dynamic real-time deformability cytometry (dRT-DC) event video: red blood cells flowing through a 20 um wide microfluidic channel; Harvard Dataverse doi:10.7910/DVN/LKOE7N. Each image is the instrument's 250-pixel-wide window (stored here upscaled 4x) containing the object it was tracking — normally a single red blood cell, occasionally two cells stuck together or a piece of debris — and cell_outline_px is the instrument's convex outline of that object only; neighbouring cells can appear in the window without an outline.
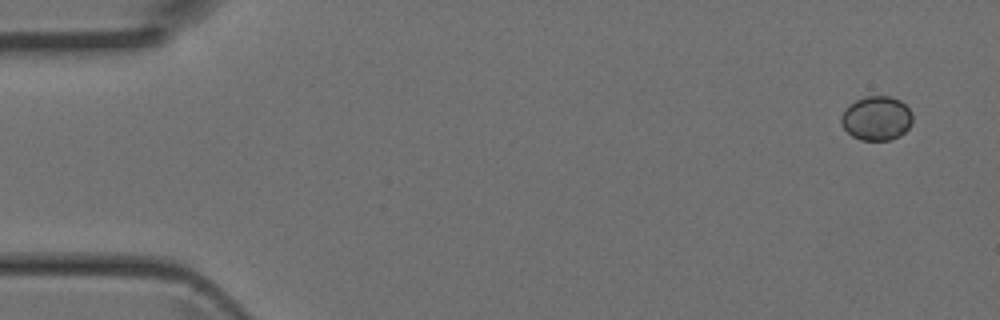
{"species": "Egyptian fruit bat (a non-hibernating species)", "species_latin": "Rousettus aegyptiacus", "temperature_condition": "room temperature", "stored_images_in_passage": 4, "camera_frame_rate_fps": 3000, "um_per_image_px": 0.085, "animal": {"sex": "female"}, "frame": {"image": 1, "passage_image": 1, "time_ms": 0.0, "image_size_px": [1000, 320], "cell_outline_px": [[912, 124], [900, 136], [888, 140], [860, 140], [852, 136], [844, 128], [840, 120], [840, 116], [848, 104], [864, 96], [888, 96], [900, 100], [912, 112]], "centroid_in_image_um": [74.49, 10.05], "position_along_channel_um": 10.5, "area_um2": 18.5}}
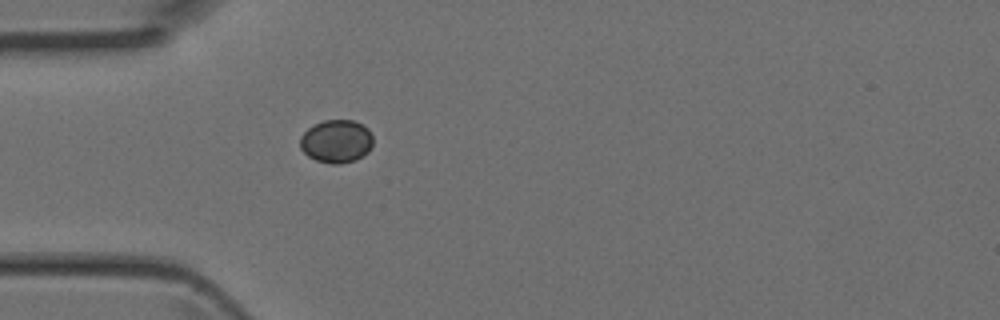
{"frame": {"image": 2, "passage_image": 4, "time_ms": 1.0, "image_size_px": [1000, 320], "cell_outline_px": [[372, 144], [368, 152], [356, 160], [340, 164], [332, 164], [316, 160], [308, 156], [300, 148], [300, 136], [308, 128], [324, 120], [352, 120], [368, 128], [372, 136]], "centroid_in_image_um": [28.58, 12.02], "position_along_channel_um": 56.4, "area_um2": 18.26}}